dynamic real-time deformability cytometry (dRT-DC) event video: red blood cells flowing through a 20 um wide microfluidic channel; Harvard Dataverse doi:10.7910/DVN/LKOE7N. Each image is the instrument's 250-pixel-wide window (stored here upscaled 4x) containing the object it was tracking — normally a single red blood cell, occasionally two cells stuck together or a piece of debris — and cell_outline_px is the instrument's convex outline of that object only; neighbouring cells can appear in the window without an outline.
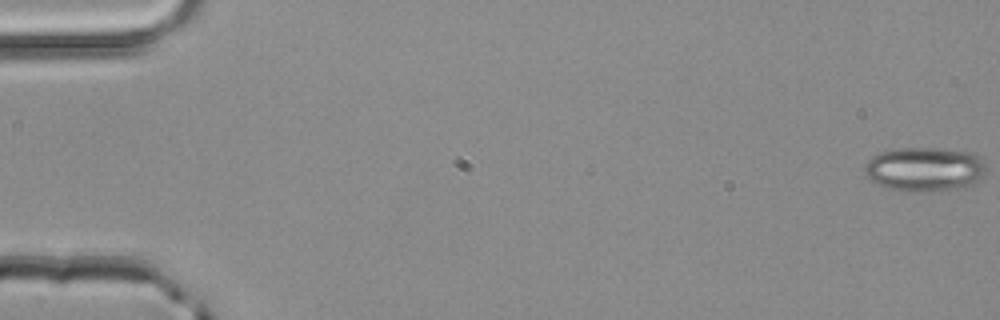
{"species": "common noctule bat (a hibernating species)", "species_latin": "Nyctalus noctula", "temperature_condition": "room temperature", "stored_images_in_passage": 4, "camera_frame_rate_fps": 3000, "um_per_image_px": 0.085, "animal": {"sex": "male", "body_mass_g": 20.4}, "frame": {"image": 1, "passage_image": 1, "time_ms": 0.0, "image_size_px": [1000, 320], "cell_outline_px": [[984, 172], [972, 188], [948, 192], [904, 192], [888, 188], [876, 184], [868, 180], [864, 172], [864, 164], [872, 156], [880, 152], [896, 148], [936, 148], [972, 152], [984, 160]], "centroid_in_image_um": [78.6, 14.43], "position_along_channel_um": 6.4, "area_um2": 32.48}}
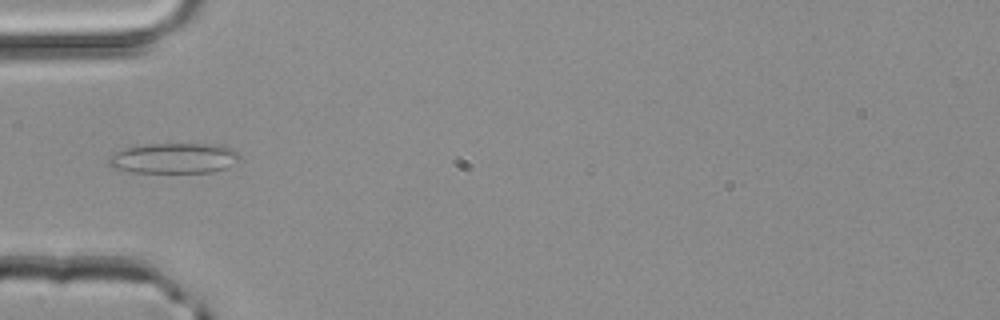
{"frame": {"image": 2, "passage_image": 4, "time_ms": 1.0, "image_size_px": [1000, 320], "cell_outline_px": [[240, 160], [224, 168], [212, 172], [132, 172], [112, 168], [108, 164], [108, 156], [116, 152], [128, 148], [144, 144], [220, 144], [232, 148], [240, 156]], "centroid_in_image_um": [14.79, 13.44], "position_along_channel_um": 70.2, "area_um2": 23.18}}